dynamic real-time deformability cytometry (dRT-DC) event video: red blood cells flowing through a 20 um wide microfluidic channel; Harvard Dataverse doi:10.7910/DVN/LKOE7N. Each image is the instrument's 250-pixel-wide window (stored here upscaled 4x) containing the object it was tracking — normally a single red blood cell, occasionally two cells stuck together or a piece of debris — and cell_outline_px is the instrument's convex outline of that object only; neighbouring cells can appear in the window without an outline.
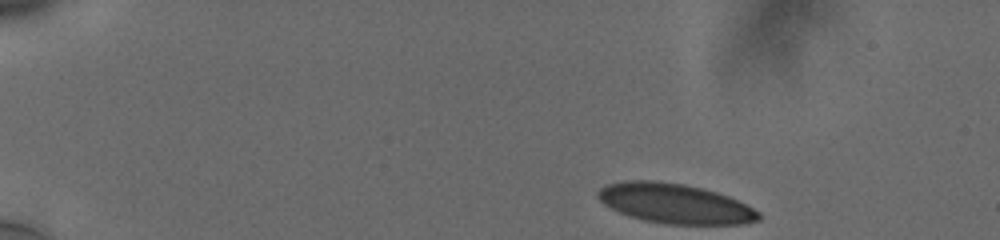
{"species": "human", "species_latin": "Homo sapiens", "temperature_condition": "cold", "stored_images_in_passage": 48, "camera_frame_rate_fps": 3000, "um_per_image_px": 0.085, "donor": {"sex": "male"}, "frame": {"image": 1, "passage_image": 1, "time_ms": 0.0, "image_size_px": [1000, 240], "cell_outline_px": [[760, 220], [748, 224], [664, 224], [644, 220], [628, 216], [604, 204], [596, 196], [596, 192], [600, 188], [608, 184], [624, 180], [656, 180], [684, 184], [716, 192], [728, 196], [760, 212]], "centroid_in_image_um": [57.35, 17.3], "position_along_channel_um": 27.7, "area_um2": 37.28}}
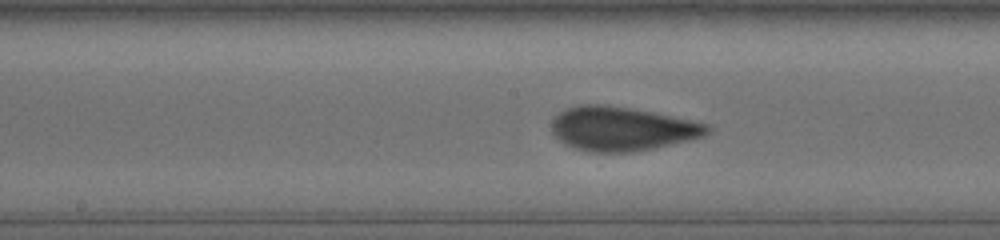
{"frame": {"image": 2, "passage_image": 23, "time_ms": 7.333, "image_size_px": [1000, 240], "cell_outline_px": [[712, 132], [704, 136], [688, 140], [652, 148], [632, 152], [588, 152], [564, 144], [552, 132], [552, 120], [564, 108], [580, 104], [608, 104], [632, 108], [692, 120], [708, 124], [712, 128]], "centroid_in_image_um": [52.86, 10.93], "position_along_channel_um": 195.3, "area_um2": 40.06}}
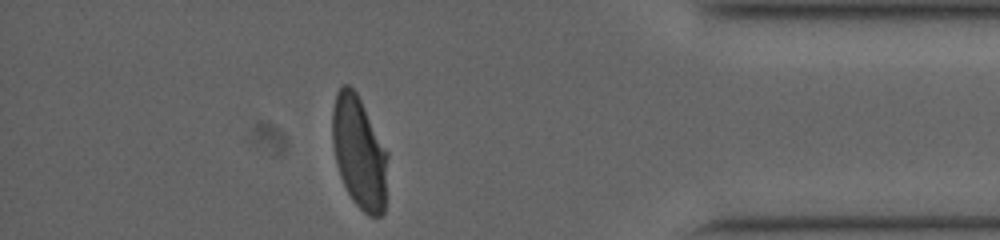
{"frame": {"image": 3, "passage_image": 42, "time_ms": 13.667, "image_size_px": [1000, 240], "cell_outline_px": [[388, 156], [384, 212], [380, 216], [368, 216], [352, 200], [340, 176], [336, 164], [332, 144], [332, 108], [336, 92], [344, 84], [348, 84], [356, 92], [388, 152]], "centroid_in_image_um": [30.52, 12.96], "position_along_channel_um": 404.7, "area_um2": 36.24}, "authors_computed_cell_mechanics": {"area_um2": 38.5237, "velocity_mm_per_s": 3.748, "shape_relaxation_time_tau1_ms": 7.8955, "shape_relaxation_time_tau2_ms": null, "deformation_change_tau1": 0.2168, "deformation_change_tau2": null}}